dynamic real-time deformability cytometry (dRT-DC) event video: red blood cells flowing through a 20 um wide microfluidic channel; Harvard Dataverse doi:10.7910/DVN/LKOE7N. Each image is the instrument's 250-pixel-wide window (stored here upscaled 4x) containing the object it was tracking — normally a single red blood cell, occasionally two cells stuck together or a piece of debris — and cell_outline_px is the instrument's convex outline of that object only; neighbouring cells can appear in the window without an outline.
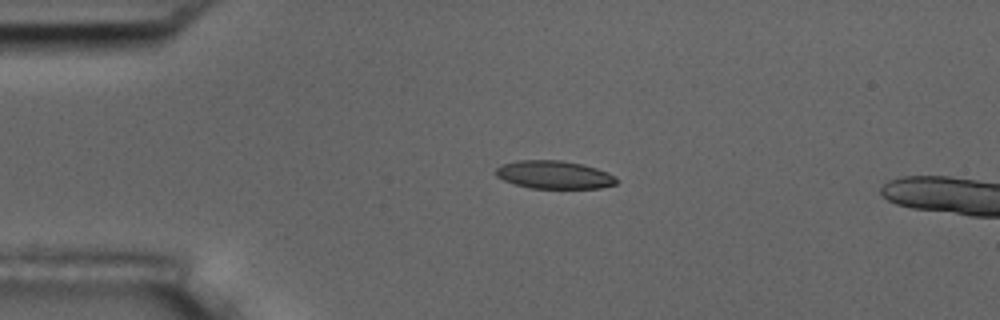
{"species": "common noctule bat (a hibernating species)", "species_latin": "Nyctalus noctula", "temperature_condition": "room temperature", "stored_images_in_passage": 5, "camera_frame_rate_fps": 3000, "um_per_image_px": 0.085, "animal": {"sex": "male", "body_mass_g": 17.5, "forearm_length_mm": 52.3}, "frame": {"image": 1, "passage_image": 4, "time_ms": 3.333, "image_size_px": [1000, 320], "cell_outline_px": [[620, 180], [616, 184], [600, 188], [532, 188], [516, 184], [504, 180], [496, 176], [496, 168], [500, 164], [516, 160], [560, 160], [580, 164], [596, 168], [608, 172], [616, 176]], "centroid_in_image_um": [47.12, 14.85], "position_along_channel_um": 37.9, "area_um2": 19.77}}